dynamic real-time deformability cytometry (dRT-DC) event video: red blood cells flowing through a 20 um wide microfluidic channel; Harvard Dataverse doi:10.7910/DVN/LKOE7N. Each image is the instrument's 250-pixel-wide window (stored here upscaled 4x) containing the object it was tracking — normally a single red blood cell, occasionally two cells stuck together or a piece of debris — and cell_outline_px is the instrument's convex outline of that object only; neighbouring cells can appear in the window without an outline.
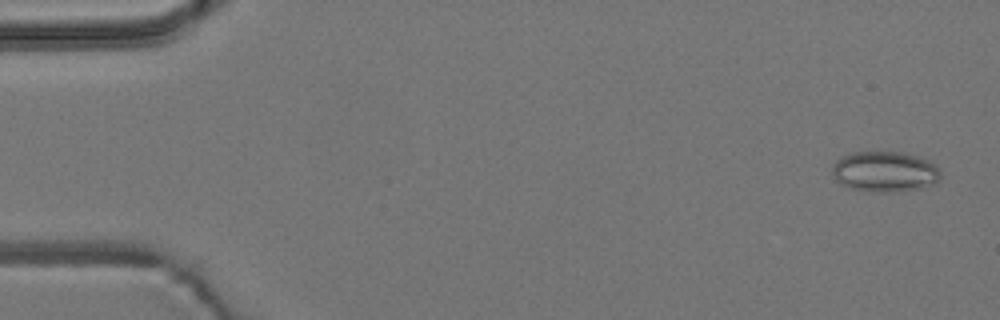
{"species": "common noctule bat (a hibernating species)", "species_latin": "Nyctalus noctula", "temperature_condition": "room temperature", "stored_images_in_passage": 53, "camera_frame_rate_fps": 3000, "um_per_image_px": 0.085, "animal": {"sex": "male", "body_mass_g": 19.2, "forearm_length_mm": 51.8}, "frame": {"image": 1, "passage_image": 2, "time_ms": 0.333, "image_size_px": [1000, 320], "cell_outline_px": [[940, 180], [932, 184], [916, 188], [884, 192], [876, 192], [852, 188], [840, 184], [836, 180], [832, 172], [832, 168], [836, 160], [852, 152], [900, 152], [916, 156], [928, 160], [936, 164], [940, 172]], "centroid_in_image_um": [75.2, 14.57], "position_along_channel_um": 9.8, "area_um2": 25.26}}
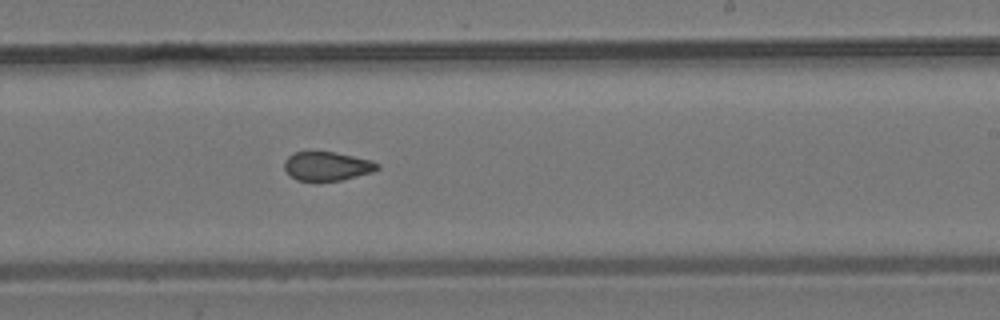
{"frame": {"image": 2, "passage_image": 32, "time_ms": 10.333, "image_size_px": [1000, 320], "cell_outline_px": [[380, 168], [372, 172], [340, 180], [296, 180], [284, 168], [284, 160], [292, 152], [336, 152], [372, 160], [380, 164]], "centroid_in_image_um": [27.82, 14.1], "position_along_channel_um": 261.2, "area_um2": 15.55}}
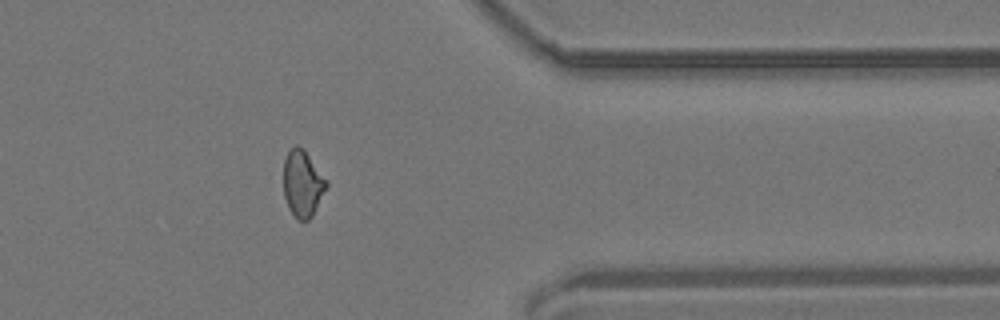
{"frame": {"image": 3, "passage_image": 43, "time_ms": 14.0, "image_size_px": [1000, 320], "cell_outline_px": [[328, 184], [312, 216], [308, 220], [296, 220], [288, 208], [284, 196], [284, 156], [296, 144], [308, 156]], "centroid_in_image_um": [25.68, 15.66], "position_along_channel_um": 385.7, "area_um2": 16.13}, "authors_computed_cell_mechanics": {"area_um2": 16.8198, "velocity_mm_per_s": 3.8321, "shape_relaxation_time_tau1_ms": null, "shape_relaxation_time_tau2_ms": 1.9207, "deformation_change_tau1": null, "deformation_change_tau2": 0.0715}}